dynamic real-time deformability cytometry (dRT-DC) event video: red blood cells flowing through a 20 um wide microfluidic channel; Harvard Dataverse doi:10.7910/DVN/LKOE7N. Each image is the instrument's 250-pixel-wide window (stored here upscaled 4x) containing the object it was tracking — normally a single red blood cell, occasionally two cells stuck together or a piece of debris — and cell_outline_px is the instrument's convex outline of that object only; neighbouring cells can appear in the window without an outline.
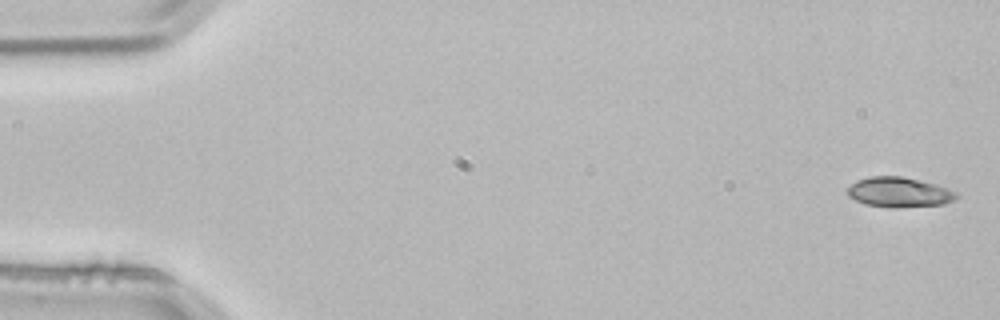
{"species": "common noctule bat (a hibernating species)", "species_latin": "Nyctalus noctula", "temperature_condition": "room temperature", "stored_images_in_passage": 4, "segment_of_instrument_passage": [1, 2], "camera_frame_rate_fps": 3000, "um_per_image_px": 0.085, "animal": {"sex": "male", "body_mass_g": 21.5, "forearm_length_mm": 52.0}, "frame": {"image": 1, "passage_image": 1, "time_ms": 0.0, "image_size_px": [1000, 320], "cell_outline_px": [[960, 196], [944, 204], [892, 208], [864, 204], [848, 196], [844, 192], [856, 180], [868, 176], [900, 176], [920, 180], [936, 184], [948, 188], [956, 192]], "centroid_in_image_um": [76.4, 16.33], "position_along_channel_um": 8.6, "area_um2": 19.19}}
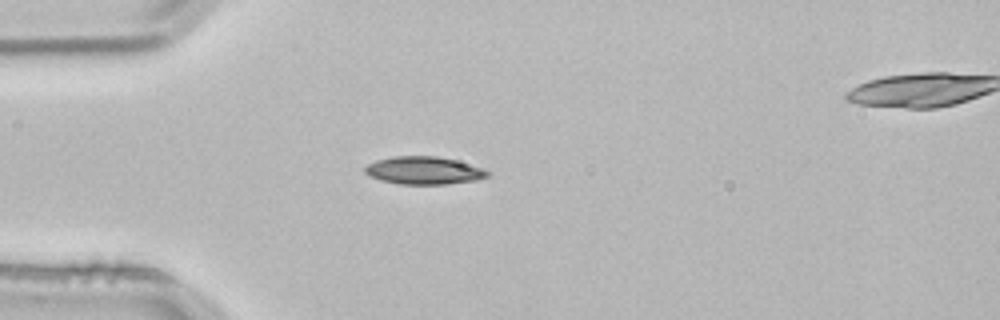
{"frame": {"image": 2, "passage_image": 3, "time_ms": 0.667, "image_size_px": [1000, 320], "cell_outline_px": [[488, 176], [476, 180], [448, 184], [400, 184], [380, 180], [364, 172], [364, 168], [368, 164], [376, 160], [396, 156], [436, 156], [484, 168], [488, 172]], "centroid_in_image_um": [36.01, 14.49], "position_along_channel_um": 49.0, "area_um2": 19.54}}